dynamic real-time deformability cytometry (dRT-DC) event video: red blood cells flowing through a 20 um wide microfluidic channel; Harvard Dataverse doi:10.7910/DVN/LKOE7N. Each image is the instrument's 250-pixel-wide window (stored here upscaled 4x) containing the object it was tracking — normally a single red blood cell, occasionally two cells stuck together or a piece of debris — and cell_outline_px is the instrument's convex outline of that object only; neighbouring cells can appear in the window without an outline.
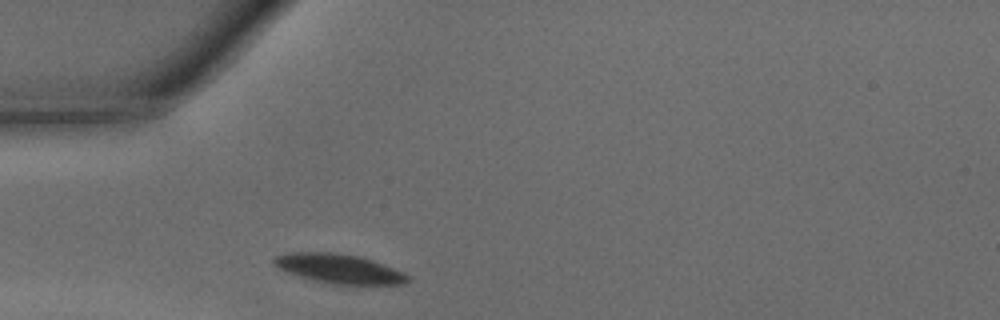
{"species": "common noctule bat (a hibernating species)", "species_latin": "Nyctalus noctula", "temperature_condition": "warm", "stored_images_in_passage": 24, "camera_frame_rate_fps": 3000, "um_per_image_px": 0.085, "animal": {"sex": "male", "body_mass_g": 15.6}, "frame": {"image": 1, "passage_image": 1, "time_ms": 0.0, "image_size_px": [1000, 320], "cell_outline_px": [[408, 280], [404, 284], [332, 284], [312, 280], [288, 272], [272, 264], [272, 256], [288, 252], [332, 252], [360, 256], [372, 260], [404, 272], [408, 276]], "centroid_in_image_um": [28.77, 22.82], "position_along_channel_um": 56.2, "area_um2": 22.83}}
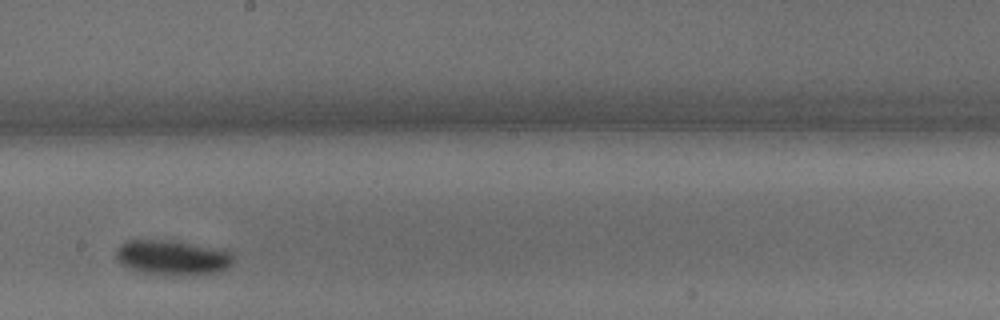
{"frame": {"image": 2, "passage_image": 14, "time_ms": 4.333, "image_size_px": [1000, 320], "cell_outline_px": [[232, 260], [224, 268], [216, 272], [196, 276], [140, 272], [128, 268], [120, 264], [116, 256], [116, 248], [120, 244], [128, 240], [172, 240], [232, 252]], "centroid_in_image_um": [14.58, 21.89], "position_along_channel_um": 233.6, "area_um2": 23.58}}
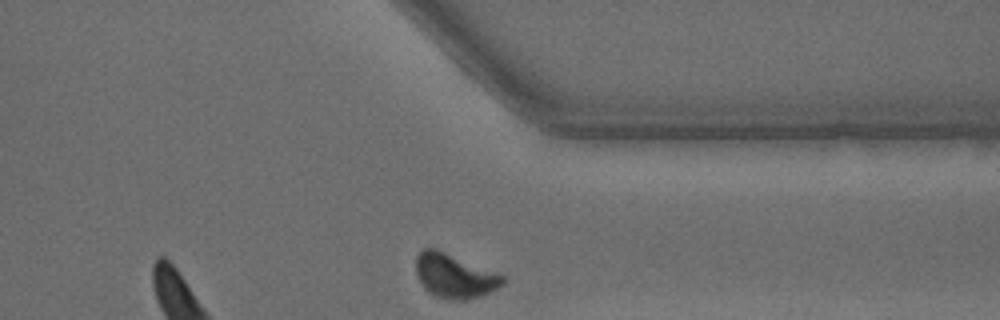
{"frame": {"image": 3, "passage_image": 24, "time_ms": 7.667, "image_size_px": [1000, 320], "cell_outline_px": [[504, 284], [480, 296], [464, 300], [452, 300], [436, 296], [428, 292], [424, 288], [416, 276], [416, 256], [424, 248], [436, 248], [504, 276]], "centroid_in_image_um": [38.58, 23.45], "position_along_channel_um": 372.8, "area_um2": 22.08}, "authors_computed_cell_mechanics": {"area_um2": 23.409, "velocity_mm_per_s": 4.232, "shape_relaxation_time_tau1_ms": 4.4228, "shape_relaxation_time_tau2_ms": null, "deformation_change_tau1": 0.1598, "deformation_change_tau2": null}}